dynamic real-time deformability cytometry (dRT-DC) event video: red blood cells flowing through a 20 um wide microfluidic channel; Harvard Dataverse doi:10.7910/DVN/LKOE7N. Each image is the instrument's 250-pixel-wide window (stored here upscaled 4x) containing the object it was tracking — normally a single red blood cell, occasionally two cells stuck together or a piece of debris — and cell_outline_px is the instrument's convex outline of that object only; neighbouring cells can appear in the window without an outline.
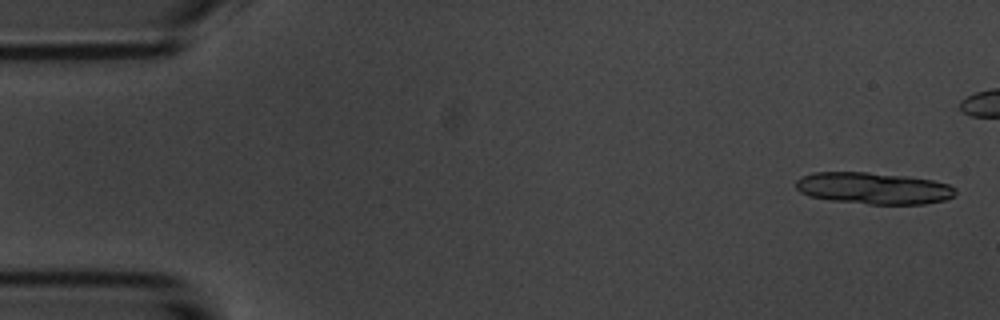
{"species": "common noctule bat (a hibernating species)", "species_latin": "Nyctalus noctula", "temperature_condition": "room temperature", "stored_images_in_passage": 5, "camera_frame_rate_fps": 3000, "um_per_image_px": 0.085, "animal": {"sex": "male", "body_mass_g": 20.1, "forearm_length_mm": 53.5}, "frame": {"image": 1, "passage_image": 1, "time_ms": 0.0, "image_size_px": [1000, 320], "cell_outline_px": [[956, 196], [944, 200], [924, 204], [868, 204], [832, 200], [808, 196], [800, 192], [796, 188], [796, 180], [812, 172], [868, 172], [908, 176], [932, 180], [948, 184], [956, 188]], "centroid_in_image_um": [74.27, 16.0], "position_along_channel_um": 10.7, "area_um2": 29.59}}
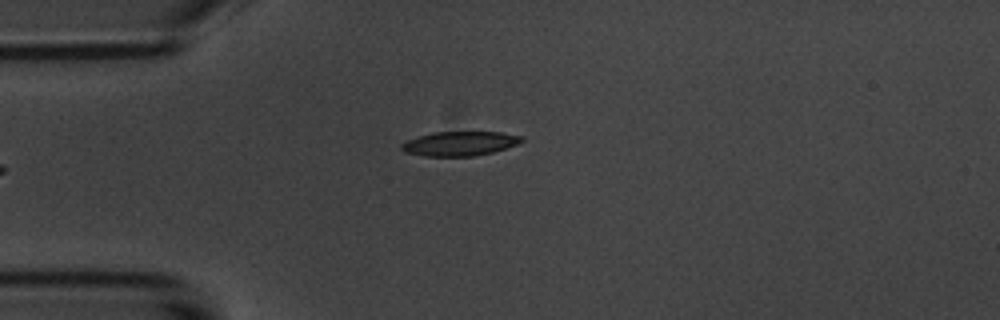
{"frame": {"image": 2, "passage_image": 5, "time_ms": 5.667, "image_size_px": [1000, 320], "cell_outline_px": [[524, 140], [520, 144], [492, 152], [472, 156], [424, 156], [404, 152], [400, 148], [400, 144], [408, 140], [432, 132], [500, 132], [524, 136]], "centroid_in_image_um": [39.1, 12.2], "position_along_channel_um": 45.9, "area_um2": 17.11}}